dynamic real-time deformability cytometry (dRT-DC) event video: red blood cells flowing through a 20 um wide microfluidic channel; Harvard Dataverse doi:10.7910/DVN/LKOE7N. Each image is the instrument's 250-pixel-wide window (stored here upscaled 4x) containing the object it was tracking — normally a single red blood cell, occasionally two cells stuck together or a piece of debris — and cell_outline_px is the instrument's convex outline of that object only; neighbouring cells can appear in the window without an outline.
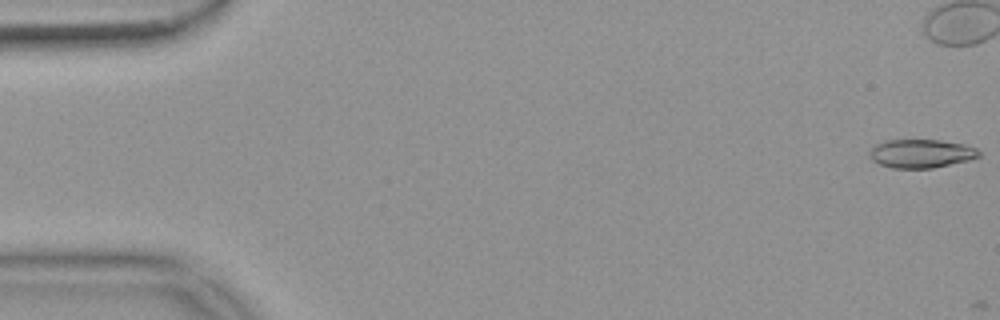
{"species": "common noctule bat (a hibernating species)", "species_latin": "Nyctalus noctula", "temperature_condition": "warm", "stored_images_in_passage": 2, "camera_frame_rate_fps": 3000, "um_per_image_px": 0.085, "animal": {"sex": "female", "body_mass_g": 18.4}, "frame": {"image": 1, "passage_image": 1, "time_ms": 0.0, "image_size_px": [1000, 320], "cell_outline_px": [[980, 156], [968, 160], [932, 168], [892, 168], [880, 164], [872, 160], [868, 156], [868, 152], [876, 144], [884, 140], [940, 140], [964, 144], [976, 148], [980, 152]], "centroid_in_image_um": [78.26, 13.05], "position_along_channel_um": 6.7, "area_um2": 18.21}}